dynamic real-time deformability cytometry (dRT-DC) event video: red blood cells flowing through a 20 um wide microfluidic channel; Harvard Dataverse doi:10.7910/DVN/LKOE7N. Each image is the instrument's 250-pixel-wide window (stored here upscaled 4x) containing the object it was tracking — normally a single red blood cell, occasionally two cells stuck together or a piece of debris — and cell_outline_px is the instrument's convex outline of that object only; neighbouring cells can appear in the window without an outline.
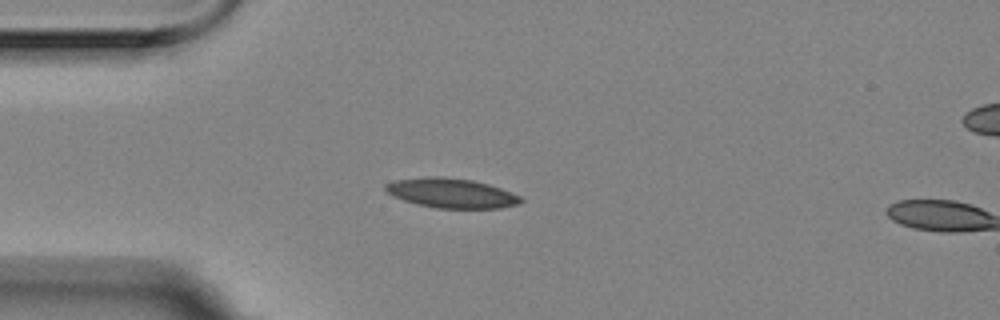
{"species": "Egyptian fruit bat (a non-hibernating species)", "species_latin": "Rousettus aegyptiacus", "temperature_condition": "room temperature", "stored_images_in_passage": 4, "camera_frame_rate_fps": 3000, "um_per_image_px": 0.085, "animal": {"sex": "female"}, "frame": {"image": 1, "passage_image": 3, "time_ms": 0.667, "image_size_px": [1000, 320], "cell_outline_px": [[524, 200], [520, 204], [500, 208], [436, 208], [416, 204], [392, 196], [384, 188], [384, 184], [396, 180], [436, 176], [472, 180], [488, 184], [500, 188], [520, 196]], "centroid_in_image_um": [38.38, 16.42], "position_along_channel_um": 46.6, "area_um2": 23.18}}